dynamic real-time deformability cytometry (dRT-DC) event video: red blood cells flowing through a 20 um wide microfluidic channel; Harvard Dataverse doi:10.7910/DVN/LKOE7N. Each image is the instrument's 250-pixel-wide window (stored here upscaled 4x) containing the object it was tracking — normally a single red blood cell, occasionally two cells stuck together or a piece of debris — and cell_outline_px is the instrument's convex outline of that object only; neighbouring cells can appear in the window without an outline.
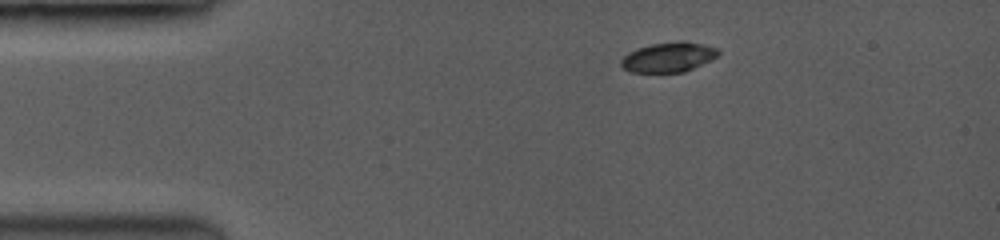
{"species": "common noctule bat (a hibernating species)", "species_latin": "Nyctalus noctula", "temperature_condition": "room temperature", "stored_images_in_passage": 27, "camera_frame_rate_fps": 3500, "um_per_image_px": 0.085, "animal": {"sex": "female", "body_mass_g": 19.0, "forearm_length_mm": 53.3}, "frame": {"image": 1, "passage_image": 1, "time_ms": 0.0, "image_size_px": [1000, 240], "cell_outline_px": [[720, 52], [716, 56], [684, 72], [632, 72], [624, 68], [620, 64], [620, 60], [628, 52], [652, 44], [700, 44], [716, 48]], "centroid_in_image_um": [56.74, 4.91], "position_along_channel_um": 28.3, "area_um2": 15.78}}
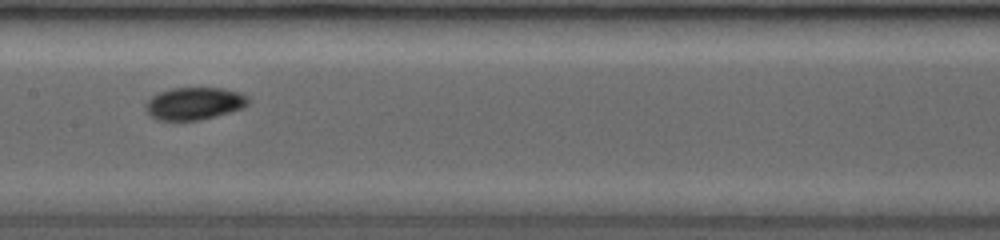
{"frame": {"image": 2, "passage_image": 12, "time_ms": 5.429, "image_size_px": [1000, 240], "cell_outline_px": [[248, 104], [240, 108], [228, 112], [200, 120], [160, 120], [152, 116], [148, 112], [148, 100], [152, 96], [160, 92], [172, 88], [220, 88], [236, 92], [244, 96], [248, 100]], "centroid_in_image_um": [16.49, 8.79], "position_along_channel_um": 190.9, "area_um2": 18.67}}
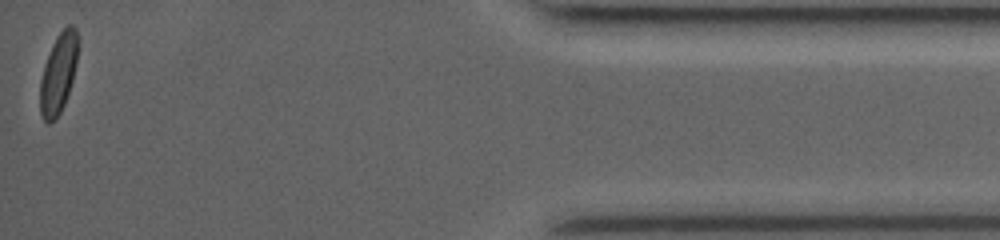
{"frame": {"image": 3, "passage_image": 27, "time_ms": 12.857, "image_size_px": [1000, 240], "cell_outline_px": [[76, 64], [72, 80], [64, 104], [60, 112], [48, 124], [44, 120], [40, 112], [40, 80], [44, 64], [52, 44], [56, 36], [68, 24], [72, 24], [76, 28]], "centroid_in_image_um": [4.93, 6.23], "position_along_channel_um": 430.3, "area_um2": 17.22}, "authors_computed_cell_mechanics": {"area_um2": 18.0336, "velocity_mm_per_s": 4.0665, "shape_relaxation_time_tau1_ms": 2.4679, "shape_relaxation_time_tau2_ms": null, "deformation_change_tau1": 0.0907, "deformation_change_tau2": null}}